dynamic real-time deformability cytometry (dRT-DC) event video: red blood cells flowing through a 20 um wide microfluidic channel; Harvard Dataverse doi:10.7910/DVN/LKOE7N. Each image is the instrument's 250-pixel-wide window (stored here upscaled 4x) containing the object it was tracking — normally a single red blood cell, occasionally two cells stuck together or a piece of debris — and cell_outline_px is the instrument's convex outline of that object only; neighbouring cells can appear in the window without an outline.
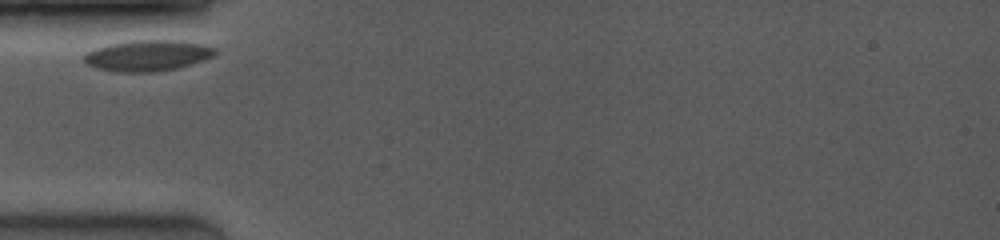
{"species": "common noctule bat (a hibernating species)", "species_latin": "Nyctalus noctula", "temperature_condition": "room temperature", "stored_images_in_passage": 38, "camera_frame_rate_fps": 4000, "um_per_image_px": 0.085, "animal": {"sex": "female", "body_mass_g": 19.0, "forearm_length_mm": 53.3}, "frame": {"image": 1, "passage_image": 1, "time_ms": 0.0, "image_size_px": [1000, 240], "cell_outline_px": [[216, 52], [212, 56], [176, 68], [152, 72], [120, 72], [100, 68], [88, 64], [84, 60], [84, 56], [88, 52], [96, 48], [108, 44], [132, 40], [176, 40], [204, 44], [216, 48]], "centroid_in_image_um": [12.55, 4.7], "position_along_channel_um": 72.5, "area_um2": 23.18}}
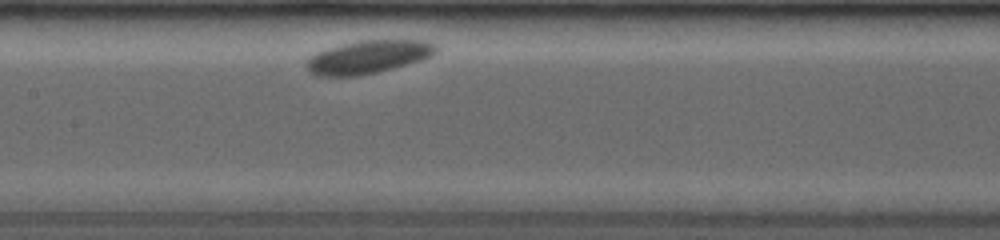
{"frame": {"image": 2, "passage_image": 13, "time_ms": 3.0, "image_size_px": [1000, 240], "cell_outline_px": [[440, 48], [432, 56], [420, 60], [372, 72], [352, 76], [324, 76], [312, 72], [308, 68], [308, 60], [316, 52], [340, 44], [360, 40], [424, 40], [436, 44]], "centroid_in_image_um": [31.35, 4.8], "position_along_channel_um": 176.1, "area_um2": 24.33}}
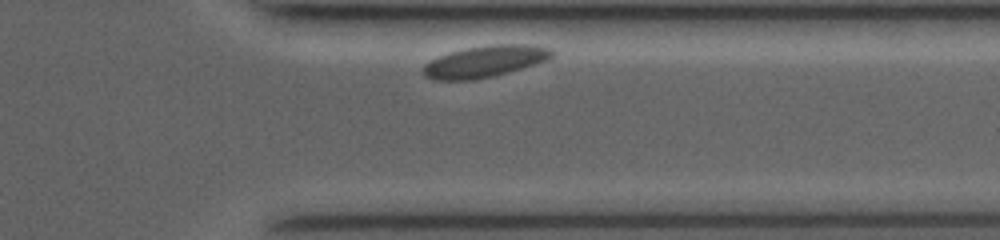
{"frame": {"image": 3, "passage_image": 35, "time_ms": 8.5, "image_size_px": [1000, 240], "cell_outline_px": [[556, 52], [548, 60], [492, 76], [472, 80], [436, 80], [424, 76], [424, 64], [440, 56], [452, 52], [468, 48], [488, 44], [532, 44], [552, 48]], "centroid_in_image_um": [41.27, 5.21], "position_along_channel_um": 370.1, "area_um2": 23.47}}